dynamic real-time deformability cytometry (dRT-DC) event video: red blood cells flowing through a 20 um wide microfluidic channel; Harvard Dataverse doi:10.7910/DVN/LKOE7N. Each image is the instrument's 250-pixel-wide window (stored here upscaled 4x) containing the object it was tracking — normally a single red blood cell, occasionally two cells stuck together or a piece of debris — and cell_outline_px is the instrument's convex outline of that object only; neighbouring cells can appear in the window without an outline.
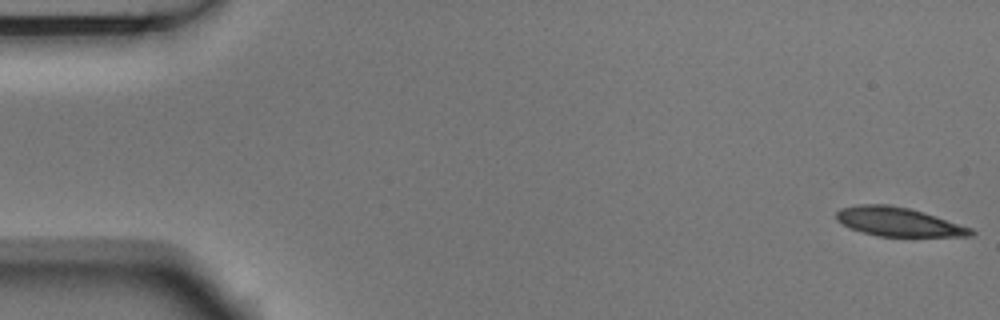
{"species": "Egyptian fruit bat (a non-hibernating species)", "species_latin": "Rousettus aegyptiacus", "temperature_condition": "room temperature", "stored_images_in_passage": 5, "camera_frame_rate_fps": 3000, "um_per_image_px": 0.085, "animal": {"sex": "male"}, "frame": {"image": 1, "passage_image": 1, "time_ms": 0.0, "image_size_px": [1000, 320], "cell_outline_px": [[976, 232], [972, 236], [876, 236], [848, 228], [836, 220], [836, 212], [840, 208], [860, 204], [884, 204], [908, 208], [924, 212], [972, 228]], "centroid_in_image_um": [76.33, 18.86], "position_along_channel_um": 8.7, "area_um2": 22.66}}
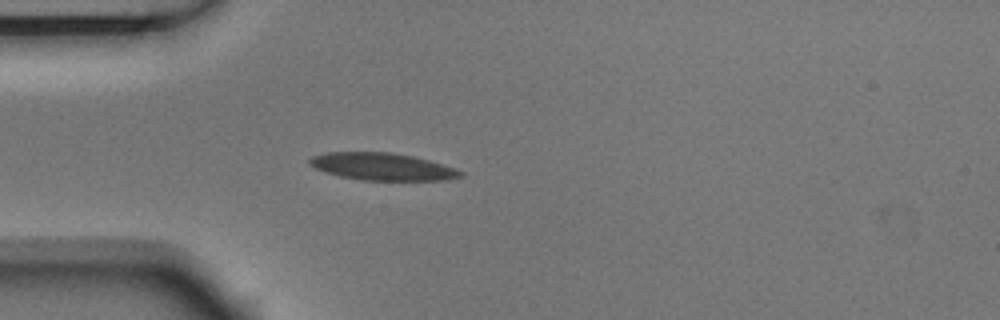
{"frame": {"image": 2, "passage_image": 5, "time_ms": 1.333, "image_size_px": [1000, 320], "cell_outline_px": [[464, 176], [448, 180], [360, 180], [340, 176], [324, 172], [308, 164], [308, 160], [312, 156], [328, 152], [388, 152], [412, 156], [428, 160], [456, 168], [464, 172]], "centroid_in_image_um": [32.5, 14.17], "position_along_channel_um": 52.5, "area_um2": 24.04}}